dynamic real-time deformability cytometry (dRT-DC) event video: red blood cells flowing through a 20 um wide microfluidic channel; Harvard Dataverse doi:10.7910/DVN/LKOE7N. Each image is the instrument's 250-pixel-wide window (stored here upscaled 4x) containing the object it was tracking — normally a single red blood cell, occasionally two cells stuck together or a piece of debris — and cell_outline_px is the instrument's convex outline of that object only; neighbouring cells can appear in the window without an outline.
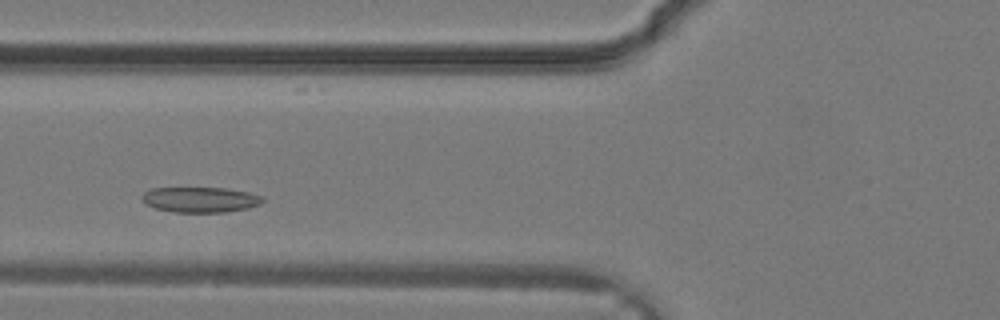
{"species": "common noctule bat (a hibernating species)", "species_latin": "Nyctalus noctula", "temperature_condition": "warm", "stored_images_in_passage": 24, "camera_frame_rate_fps": 3000, "um_per_image_px": 0.085, "animal": {"sex": "male", "body_mass_g": 19.2, "forearm_length_mm": 51.8}, "frame": {"image": 1, "passage_image": 3, "time_ms": 0.667, "image_size_px": [1000, 320], "cell_outline_px": [[264, 200], [260, 204], [248, 208], [224, 212], [172, 212], [156, 208], [144, 204], [140, 196], [144, 192], [152, 188], [224, 188], [248, 192], [264, 196]], "centroid_in_image_um": [17.01, 16.97], "position_along_channel_um": 108.8, "area_um2": 17.92}}
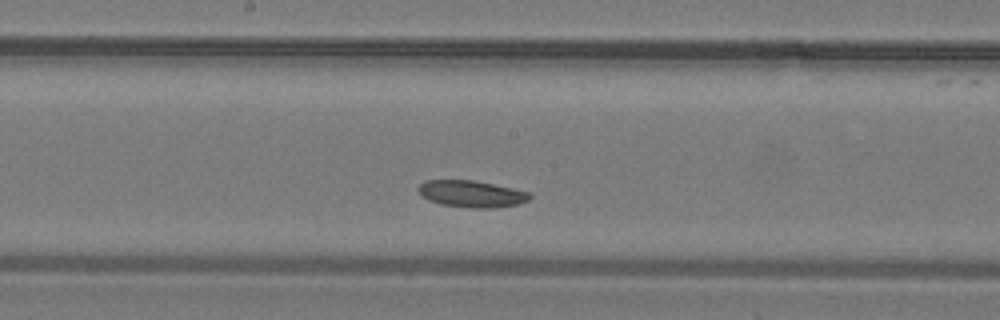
{"frame": {"image": 2, "passage_image": 8, "time_ms": 2.333, "image_size_px": [1000, 320], "cell_outline_px": [[532, 196], [528, 200], [520, 204], [492, 208], [468, 208], [440, 204], [428, 200], [420, 196], [416, 188], [424, 180], [472, 180], [512, 188], [528, 192]], "centroid_in_image_um": [40.02, 16.48], "position_along_channel_um": 208.2, "area_um2": 17.51}}
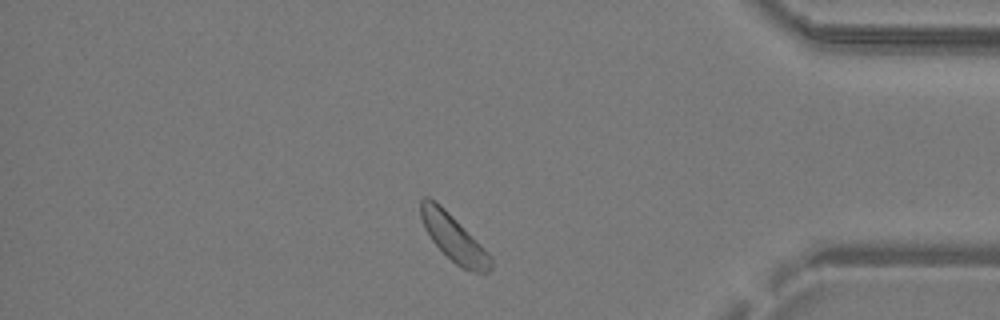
{"frame": {"image": 3, "passage_image": 19, "time_ms": 6.0, "image_size_px": [1000, 320], "cell_outline_px": [[492, 268], [488, 272], [476, 272], [464, 268], [456, 264], [432, 240], [424, 228], [420, 216], [420, 200], [424, 196], [428, 196], [440, 204], [492, 256]], "centroid_in_image_um": [38.54, 20.19], "position_along_channel_um": 396.7, "area_um2": 18.67}}